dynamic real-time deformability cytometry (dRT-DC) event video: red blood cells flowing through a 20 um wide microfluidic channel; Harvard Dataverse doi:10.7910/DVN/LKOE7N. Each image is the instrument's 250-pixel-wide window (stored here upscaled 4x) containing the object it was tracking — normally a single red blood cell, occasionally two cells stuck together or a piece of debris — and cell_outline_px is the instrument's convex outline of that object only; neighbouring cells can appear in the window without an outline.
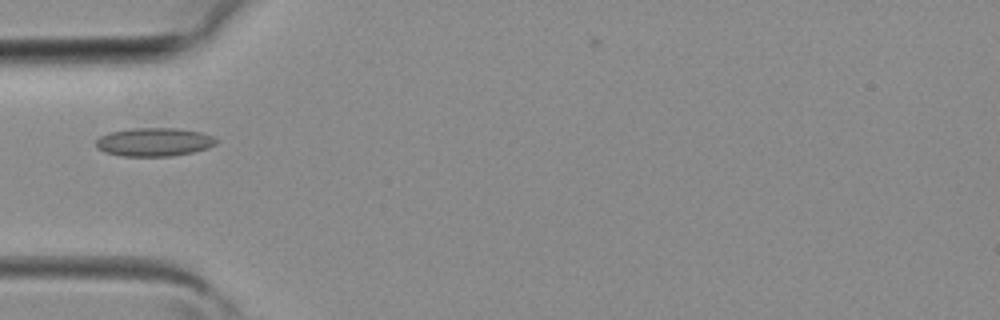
{"species": "common noctule bat (a hibernating species)", "species_latin": "Nyctalus noctula", "temperature_condition": "room temperature", "stored_images_in_passage": 3, "camera_frame_rate_fps": 3000, "um_per_image_px": 0.085, "animal": {"sex": "female", "body_mass_g": 19.3, "forearm_length_mm": 54.1}, "frame": {"image": 1, "passage_image": 3, "time_ms": 0.667, "image_size_px": [1000, 320], "cell_outline_px": [[216, 144], [192, 152], [172, 156], [120, 156], [108, 152], [100, 148], [96, 144], [96, 140], [100, 136], [108, 132], [132, 128], [176, 128], [200, 132], [212, 136], [216, 140]], "centroid_in_image_um": [13.08, 12.06], "position_along_channel_um": 71.9, "area_um2": 19.65}}